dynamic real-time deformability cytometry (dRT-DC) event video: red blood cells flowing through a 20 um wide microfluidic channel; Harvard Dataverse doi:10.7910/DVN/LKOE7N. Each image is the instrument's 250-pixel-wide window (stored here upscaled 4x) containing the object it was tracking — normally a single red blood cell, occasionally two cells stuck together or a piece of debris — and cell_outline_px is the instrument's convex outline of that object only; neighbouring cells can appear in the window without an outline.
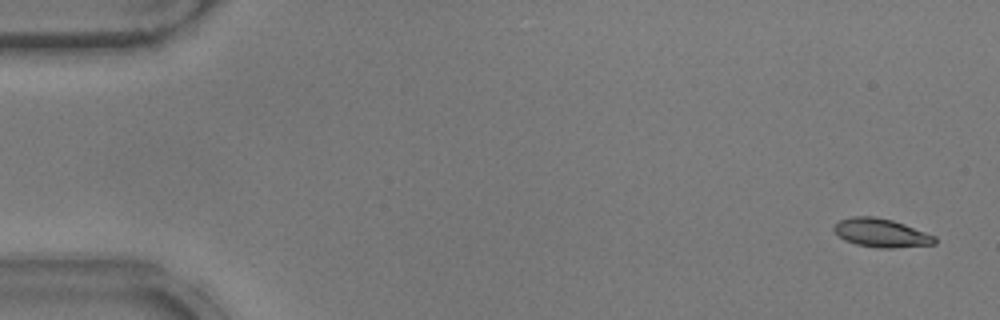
{"species": "common noctule bat (a hibernating species)", "species_latin": "Nyctalus noctula", "temperature_condition": "warm", "stored_images_in_passage": 53, "camera_frame_rate_fps": 3000, "um_per_image_px": 0.085, "animal": {"sex": "male", "body_mass_g": 17.9}, "frame": {"image": 1, "passage_image": 3, "time_ms": 0.667, "image_size_px": [1000, 320], "cell_outline_px": [[936, 244], [892, 248], [876, 248], [856, 244], [844, 240], [832, 228], [840, 220], [852, 216], [876, 216], [892, 220], [904, 224], [936, 236]], "centroid_in_image_um": [74.91, 19.8], "position_along_channel_um": 10.1, "area_um2": 16.76}}
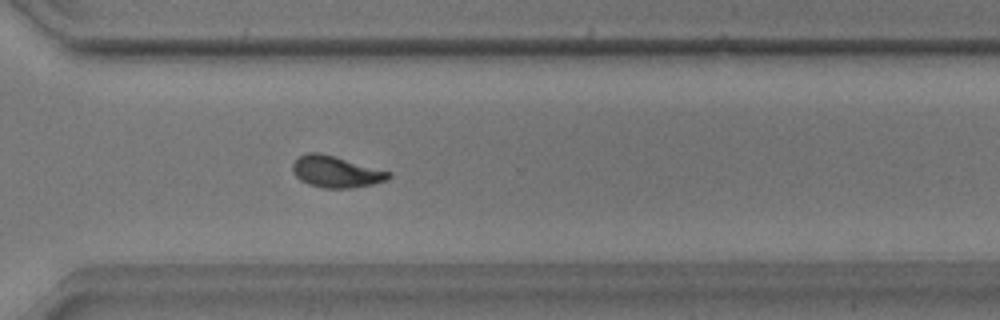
{"frame": {"image": 2, "passage_image": 39, "time_ms": 12.667, "image_size_px": [1000, 320], "cell_outline_px": [[392, 176], [388, 180], [372, 184], [352, 188], [324, 188], [308, 184], [300, 180], [292, 172], [292, 164], [300, 156], [308, 152], [320, 152], [392, 172]], "centroid_in_image_um": [28.57, 14.6], "position_along_channel_um": 342.0, "area_um2": 17.69}}
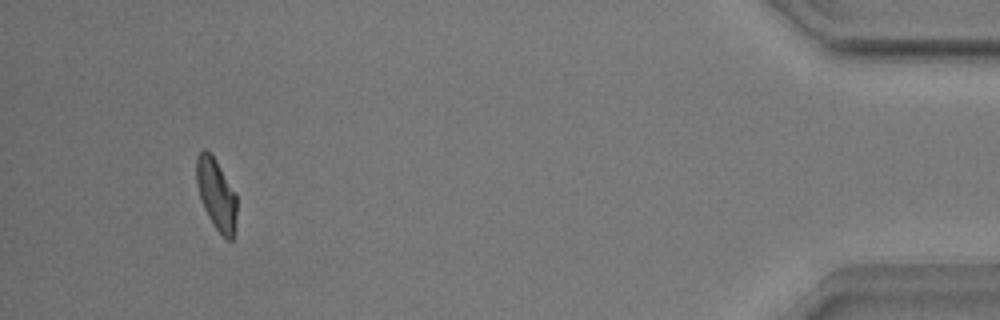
{"frame": {"image": 3, "passage_image": 50, "time_ms": 16.333, "image_size_px": [1000, 320], "cell_outline_px": [[236, 216], [232, 240], [228, 240], [216, 228], [208, 216], [204, 208], [196, 184], [196, 156], [204, 148], [216, 160], [236, 192]], "centroid_in_image_um": [18.38, 16.47], "position_along_channel_um": 416.8, "area_um2": 16.53}, "authors_computed_cell_mechanics": {"area_um2": 16.9932, "velocity_mm_per_s": 3.8907, "shape_relaxation_time_tau1_ms": 4.0461, "shape_relaxation_time_tau2_ms": 1.6228, "deformation_change_tau1": 0.1696, "deformation_change_tau2": 0.0669}}